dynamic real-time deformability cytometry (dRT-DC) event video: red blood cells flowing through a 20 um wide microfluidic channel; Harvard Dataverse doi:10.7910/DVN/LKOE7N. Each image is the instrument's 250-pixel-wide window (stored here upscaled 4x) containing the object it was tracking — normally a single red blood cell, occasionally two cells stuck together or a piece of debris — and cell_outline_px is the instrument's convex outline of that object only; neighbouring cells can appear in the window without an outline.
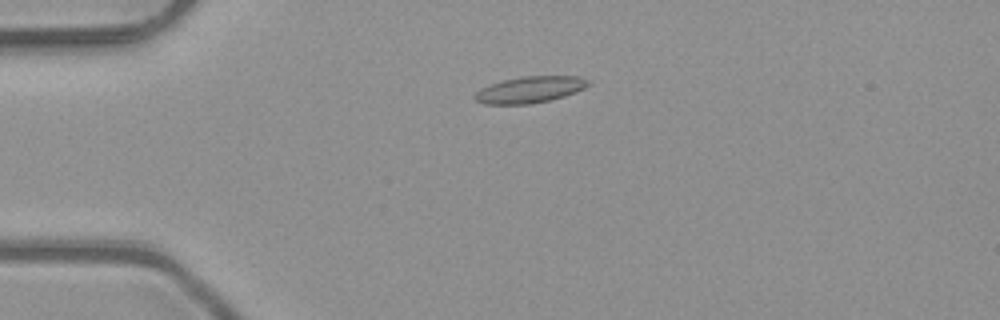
{"species": "common noctule bat (a hibernating species)", "species_latin": "Nyctalus noctula", "temperature_condition": "room temperature", "stored_images_in_passage": 5, "camera_frame_rate_fps": 3000, "um_per_image_px": 0.085, "animal": {"sex": "male", "body_mass_g": 23.1, "forearm_length_mm": 52.7}, "frame": {"image": 1, "passage_image": 1, "time_ms": 0.0, "image_size_px": [1000, 320], "cell_outline_px": [[592, 84], [576, 92], [564, 96], [548, 100], [528, 104], [484, 104], [476, 100], [472, 96], [480, 88], [504, 80], [524, 76], [580, 76], [592, 80]], "centroid_in_image_um": [45.09, 7.61], "position_along_channel_um": 39.9, "area_um2": 17.51}}
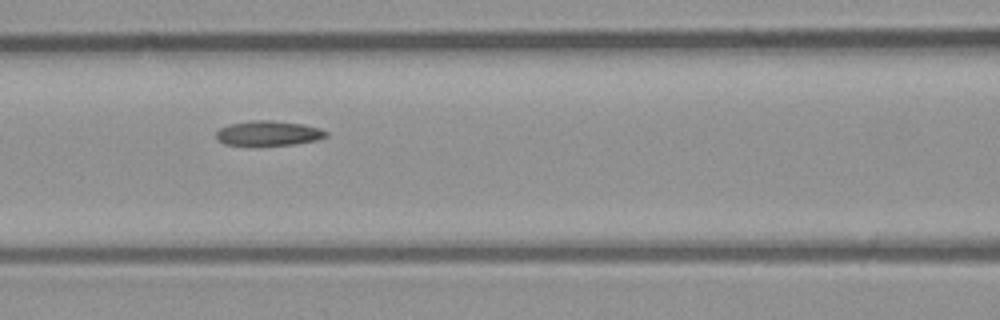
{"frame": {"image": 2, "passage_image": 4, "time_ms": 1.0, "image_size_px": [1000, 320], "cell_outline_px": [[328, 136], [316, 140], [292, 144], [256, 148], [224, 144], [216, 140], [216, 132], [220, 128], [228, 124], [252, 120], [272, 120], [304, 124], [320, 128], [328, 132]], "centroid_in_image_um": [22.76, 11.36], "position_along_channel_um": 143.8, "area_um2": 16.7}}
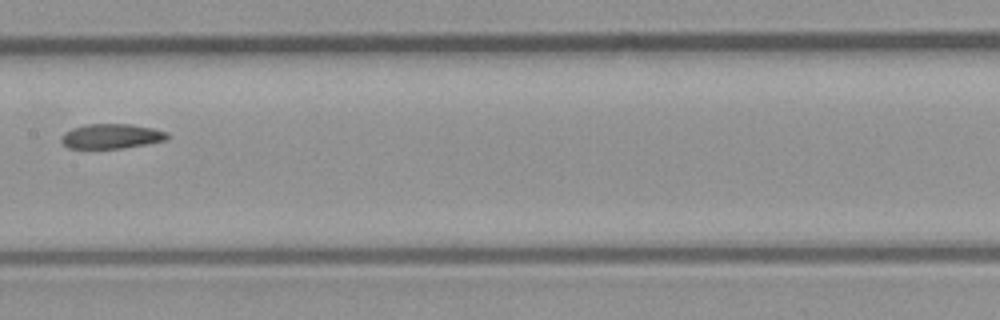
{"frame": {"image": 3, "passage_image": 5, "time_ms": 1.333, "image_size_px": [1000, 320], "cell_outline_px": [[168, 140], [124, 148], [68, 148], [60, 140], [60, 136], [64, 132], [72, 128], [84, 124], [132, 124], [152, 128], [168, 132]], "centroid_in_image_um": [9.46, 11.57], "position_along_channel_um": 197.9, "area_um2": 15.43}}